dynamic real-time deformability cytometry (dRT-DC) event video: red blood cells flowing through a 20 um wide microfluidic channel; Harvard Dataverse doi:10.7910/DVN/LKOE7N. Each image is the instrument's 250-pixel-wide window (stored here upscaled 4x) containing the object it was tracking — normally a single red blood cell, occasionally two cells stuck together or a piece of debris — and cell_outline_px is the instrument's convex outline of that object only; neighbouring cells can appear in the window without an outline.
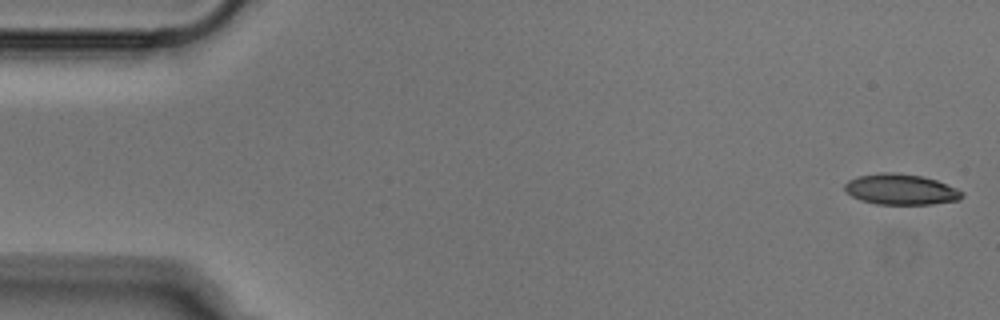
{"species": "Egyptian fruit bat (a non-hibernating species)", "species_latin": "Rousettus aegyptiacus", "temperature_condition": "cold", "stored_images_in_passage": 11, "camera_frame_rate_fps": 3000, "um_per_image_px": 0.085, "animal": {"sex": "male"}, "frame": {"image": 1, "passage_image": 1, "time_ms": 0.0, "image_size_px": [1000, 320], "cell_outline_px": [[964, 196], [960, 200], [932, 204], [876, 204], [860, 200], [852, 196], [844, 188], [844, 184], [848, 180], [856, 176], [880, 172], [892, 172], [920, 176], [936, 180], [956, 188], [964, 192]], "centroid_in_image_um": [76.56, 16.1], "position_along_channel_um": 8.4, "area_um2": 21.04}}